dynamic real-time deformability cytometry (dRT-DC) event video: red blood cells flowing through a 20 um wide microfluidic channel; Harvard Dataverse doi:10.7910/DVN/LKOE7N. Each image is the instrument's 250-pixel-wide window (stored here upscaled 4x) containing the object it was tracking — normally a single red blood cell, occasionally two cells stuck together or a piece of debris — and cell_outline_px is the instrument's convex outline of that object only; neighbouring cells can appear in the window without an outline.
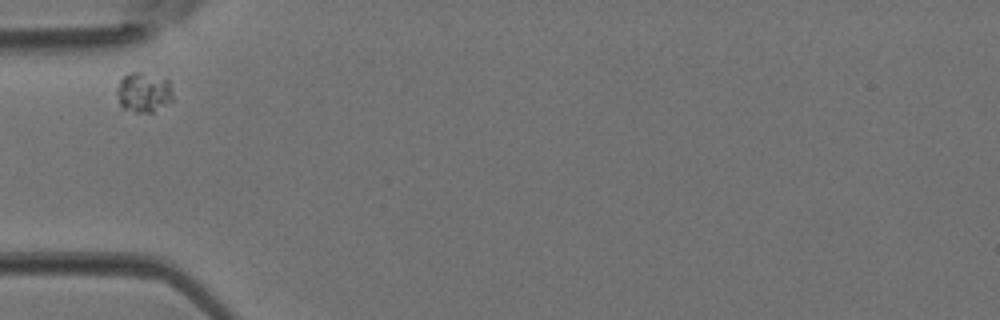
{"species": "Egyptian fruit bat (a non-hibernating species)", "species_latin": "Rousettus aegyptiacus", "temperature_condition": "room temperature", "stored_images_in_passage": 1, "camera_frame_rate_fps": 3000, "um_per_image_px": 0.085, "animal": {"sex": "female"}, "frame": {"image": 1, "passage_image": 1, "time_ms": 0.0, "image_size_px": [1000, 320], "cell_outline_px": [[172, 100], [152, 112], [136, 112], [120, 108], [116, 92], [116, 88], [120, 80], [128, 72], [136, 72], [168, 80], [172, 96]], "centroid_in_image_um": [12.14, 7.87], "position_along_channel_um": 72.9, "area_um2": 12.77}}